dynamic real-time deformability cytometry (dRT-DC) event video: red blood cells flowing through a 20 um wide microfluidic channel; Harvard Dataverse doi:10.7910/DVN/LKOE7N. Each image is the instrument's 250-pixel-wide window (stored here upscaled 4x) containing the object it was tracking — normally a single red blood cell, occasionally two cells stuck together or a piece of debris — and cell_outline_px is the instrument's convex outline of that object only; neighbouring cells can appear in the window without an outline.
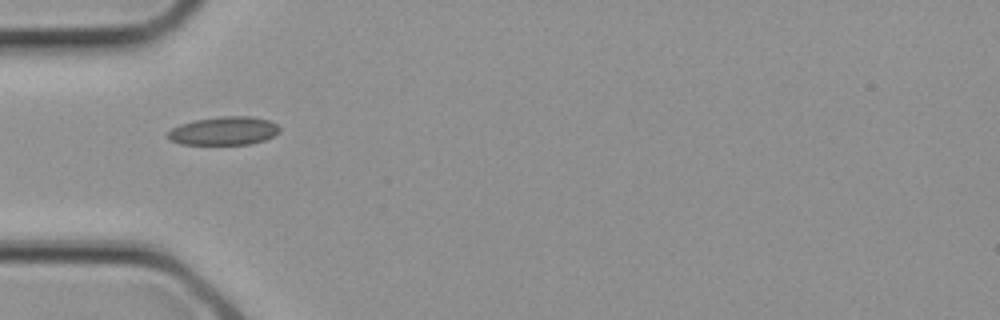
{"species": "common noctule bat (a hibernating species)", "species_latin": "Nyctalus noctula", "temperature_condition": "cold", "stored_images_in_passage": 4, "camera_frame_rate_fps": 3000, "um_per_image_px": 0.085, "animal": {"sex": "female", "body_mass_g": 21.9}, "frame": {"image": 1, "passage_image": 4, "time_ms": 1.0, "image_size_px": [1000, 320], "cell_outline_px": [[280, 132], [264, 140], [252, 144], [180, 144], [172, 140], [168, 136], [168, 132], [172, 128], [180, 124], [196, 120], [220, 116], [252, 116], [268, 120], [276, 124], [280, 128]], "centroid_in_image_um": [19.06, 11.12], "position_along_channel_um": 65.9, "area_um2": 18.38}}